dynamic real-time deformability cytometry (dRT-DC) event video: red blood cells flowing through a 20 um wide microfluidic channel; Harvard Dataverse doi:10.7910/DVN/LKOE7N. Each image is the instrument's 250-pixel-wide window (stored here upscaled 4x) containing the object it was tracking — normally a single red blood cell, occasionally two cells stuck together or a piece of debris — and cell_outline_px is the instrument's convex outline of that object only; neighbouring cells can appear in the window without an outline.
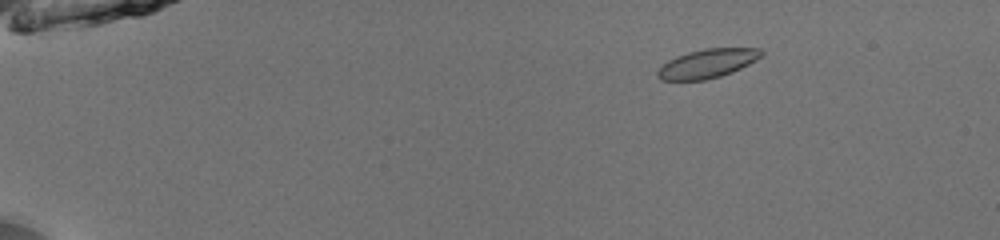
{"species": "common noctule bat (a hibernating species)", "species_latin": "Nyctalus noctula", "temperature_condition": "room temperature", "stored_images_in_passage": 51, "camera_frame_rate_fps": 3000, "um_per_image_px": 0.085, "animal": {"sex": "male", "body_mass_g": 13.0, "forearm_length_mm": 53.1}, "frame": {"image": 1, "passage_image": 7, "time_ms": 2.0, "image_size_px": [1000, 240], "cell_outline_px": [[764, 52], [756, 60], [732, 72], [720, 76], [704, 80], [660, 80], [656, 76], [656, 72], [668, 60], [676, 56], [688, 52], [704, 48], [760, 48]], "centroid_in_image_um": [60.11, 5.39], "position_along_channel_um": 24.9, "area_um2": 17.4}}
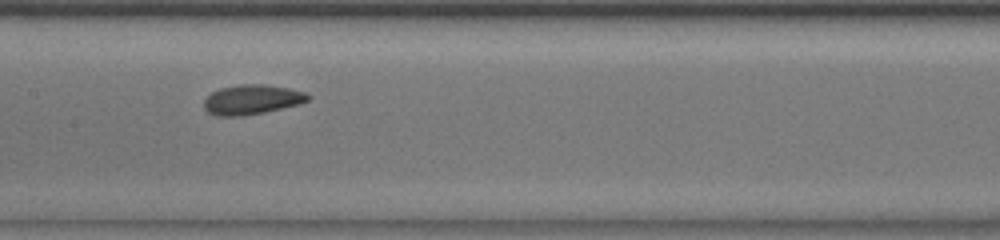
{"frame": {"image": 2, "passage_image": 27, "time_ms": 8.667, "image_size_px": [1000, 240], "cell_outline_px": [[312, 96], [308, 100], [300, 104], [264, 112], [244, 116], [216, 116], [208, 112], [204, 108], [204, 100], [212, 92], [220, 88], [240, 84], [264, 84], [288, 88], [304, 92]], "centroid_in_image_um": [21.41, 8.46], "position_along_channel_um": 186.0, "area_um2": 18.03}}
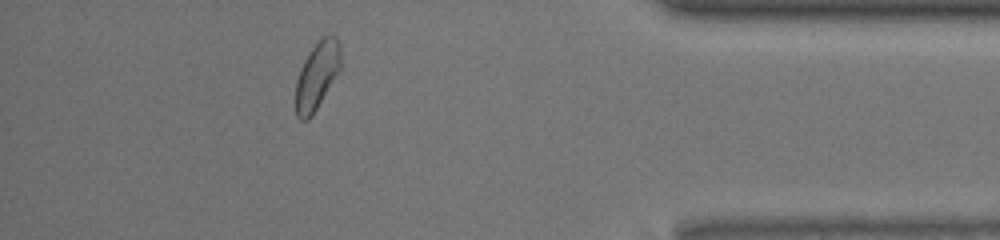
{"frame": {"image": 3, "passage_image": 46, "time_ms": 15.0, "image_size_px": [1000, 240], "cell_outline_px": [[340, 68], [312, 116], [308, 120], [300, 120], [296, 116], [296, 80], [300, 68], [304, 60], [312, 48], [324, 36], [336, 36], [340, 40]], "centroid_in_image_um": [26.93, 6.43], "position_along_channel_um": 408.3, "area_um2": 17.4}, "authors_computed_cell_mechanics": {"area_um2": 17.8024, "velocity_mm_per_s": 3.9733, "shape_relaxation_time_tau1_ms": 3.7771, "shape_relaxation_time_tau2_ms": 2.1321, "deformation_change_tau1": 0.1112, "deformation_change_tau2": 0.0676}}